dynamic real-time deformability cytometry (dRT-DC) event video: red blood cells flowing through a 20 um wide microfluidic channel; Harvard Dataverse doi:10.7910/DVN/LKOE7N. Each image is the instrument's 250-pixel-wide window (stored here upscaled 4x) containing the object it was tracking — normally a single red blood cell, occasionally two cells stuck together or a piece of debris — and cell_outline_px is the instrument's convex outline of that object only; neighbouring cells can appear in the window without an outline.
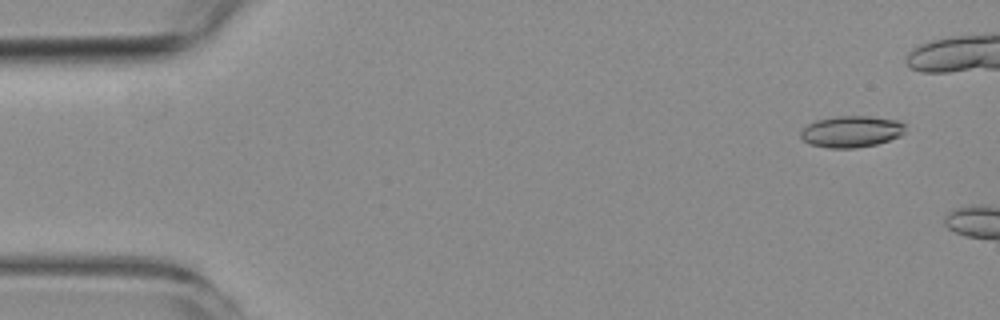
{"species": "common noctule bat (a hibernating species)", "species_latin": "Nyctalus noctula", "temperature_condition": "room temperature", "stored_images_in_passage": 2, "camera_frame_rate_fps": 3000, "um_per_image_px": 0.085, "animal": {"sex": "female", "body_mass_g": 19.3, "forearm_length_mm": 54.1}, "frame": {"image": 1, "passage_image": 1, "time_ms": 0.0, "image_size_px": [1000, 320], "cell_outline_px": [[904, 132], [900, 136], [876, 144], [856, 148], [828, 148], [812, 144], [804, 140], [800, 136], [800, 132], [808, 124], [816, 120], [836, 116], [868, 116], [896, 120], [904, 124]], "centroid_in_image_um": [72.35, 11.18], "position_along_channel_um": 12.6, "area_um2": 19.02}}